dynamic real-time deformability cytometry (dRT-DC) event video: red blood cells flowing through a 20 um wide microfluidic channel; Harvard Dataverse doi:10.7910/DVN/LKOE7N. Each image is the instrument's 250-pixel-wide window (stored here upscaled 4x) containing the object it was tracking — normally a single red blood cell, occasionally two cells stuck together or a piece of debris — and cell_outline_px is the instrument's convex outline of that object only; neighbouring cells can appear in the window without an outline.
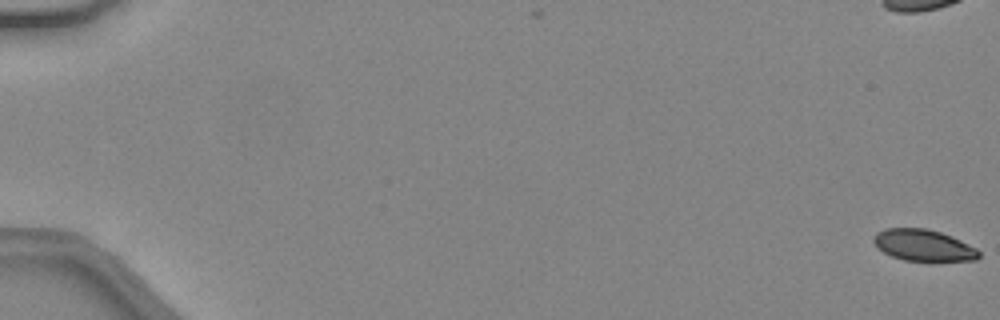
{"species": "common noctule bat (a hibernating species)", "species_latin": "Nyctalus noctula", "temperature_condition": "warm", "stored_images_in_passage": 49, "camera_frame_rate_fps": 3000, "um_per_image_px": 0.085, "animal": {"sex": "female", "body_mass_g": 24.6, "forearm_length_mm": 56.2}, "frame": {"image": 1, "passage_image": 1, "time_ms": 0.0, "image_size_px": [1000, 320], "cell_outline_px": [[980, 256], [976, 260], [904, 260], [892, 256], [876, 248], [872, 240], [876, 232], [884, 228], [928, 228], [952, 236], [976, 248], [980, 252]], "centroid_in_image_um": [78.45, 20.83], "position_along_channel_um": 6.5, "area_um2": 19.25}}